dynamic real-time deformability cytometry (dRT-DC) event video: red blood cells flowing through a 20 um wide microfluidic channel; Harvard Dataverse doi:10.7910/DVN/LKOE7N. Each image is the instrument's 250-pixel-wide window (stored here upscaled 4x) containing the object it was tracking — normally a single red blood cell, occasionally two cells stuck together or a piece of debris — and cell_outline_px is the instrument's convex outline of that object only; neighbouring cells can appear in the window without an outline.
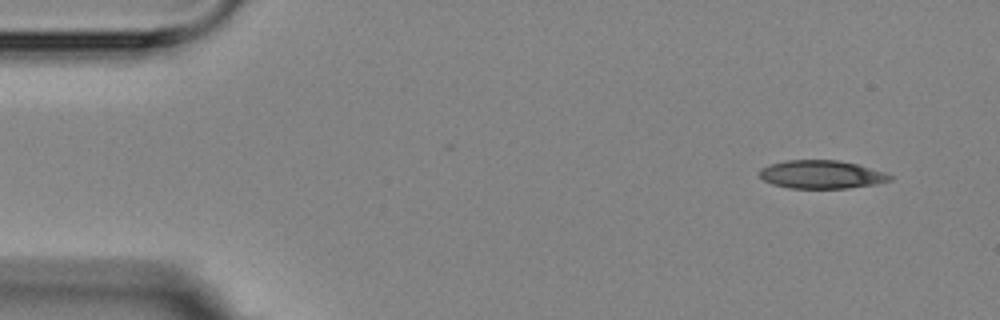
{"species": "Egyptian fruit bat (a non-hibernating species)", "species_latin": "Rousettus aegyptiacus", "temperature_condition": "room temperature", "stored_images_in_passage": 4, "camera_frame_rate_fps": 3000, "um_per_image_px": 0.085, "animal": {"sex": "female"}, "frame": {"image": 1, "passage_image": 1, "time_ms": 0.0, "image_size_px": [1000, 320], "cell_outline_px": [[892, 180], [876, 184], [848, 188], [788, 188], [772, 184], [764, 180], [760, 176], [760, 168], [772, 164], [788, 160], [840, 160], [856, 164], [884, 172], [892, 176]], "centroid_in_image_um": [69.83, 14.83], "position_along_channel_um": 15.2, "area_um2": 21.33}}
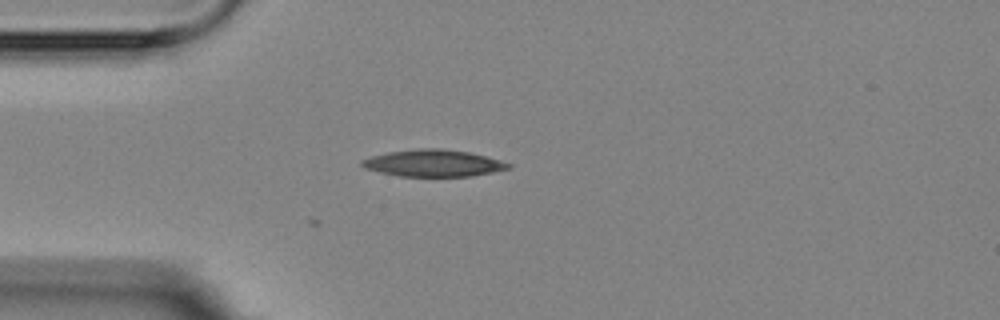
{"frame": {"image": 2, "passage_image": 4, "time_ms": 3.333, "image_size_px": [1000, 320], "cell_outline_px": [[512, 168], [472, 176], [400, 176], [380, 172], [364, 168], [360, 164], [360, 160], [372, 156], [388, 152], [416, 148], [444, 148], [468, 152], [500, 160], [512, 164]], "centroid_in_image_um": [36.83, 13.86], "position_along_channel_um": 48.2, "area_um2": 22.95}}